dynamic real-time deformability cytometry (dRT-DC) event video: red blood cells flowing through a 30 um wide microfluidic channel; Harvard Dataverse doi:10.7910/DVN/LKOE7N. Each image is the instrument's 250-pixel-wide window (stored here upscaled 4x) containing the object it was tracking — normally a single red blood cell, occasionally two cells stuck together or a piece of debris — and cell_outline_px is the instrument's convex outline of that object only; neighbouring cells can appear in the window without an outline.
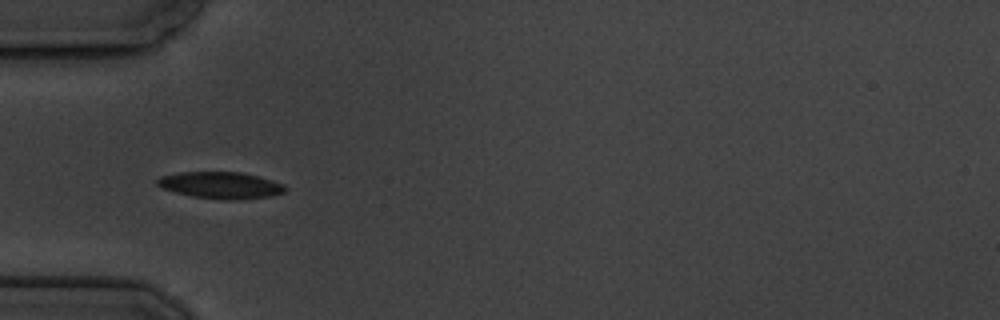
{"species": "common noctule bat (a hibernating species)", "species_latin": "Nyctalus noctula", "temperature_condition": "cold", "stored_images_in_passage": 6, "camera_frame_rate_fps": 3000, "um_per_image_px": 0.085, "animal": {"sex": "male", "body_mass_g": 19.5, "forearm_length_mm": 54.6}, "frame": {"image": 1, "passage_image": 5, "time_ms": 5.667, "image_size_px": [1000, 320], "cell_outline_px": [[288, 188], [284, 192], [272, 196], [240, 200], [220, 200], [192, 196], [160, 188], [156, 184], [156, 180], [160, 176], [180, 172], [240, 172], [272, 180], [284, 184]], "centroid_in_image_um": [18.76, 15.75], "position_along_channel_um": 66.2, "area_um2": 20.11}}